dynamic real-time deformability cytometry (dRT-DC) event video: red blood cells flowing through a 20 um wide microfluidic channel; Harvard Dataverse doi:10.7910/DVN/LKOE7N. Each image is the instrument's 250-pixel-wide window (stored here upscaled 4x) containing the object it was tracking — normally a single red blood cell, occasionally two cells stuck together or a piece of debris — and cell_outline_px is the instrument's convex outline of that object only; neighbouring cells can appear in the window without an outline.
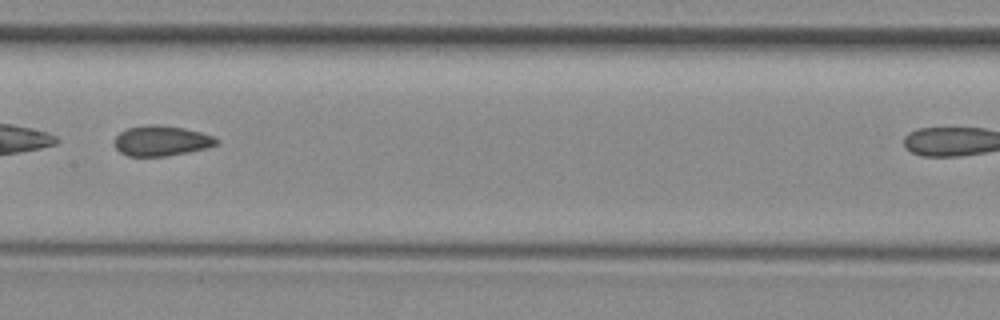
{"species": "common noctule bat (a hibernating species)", "species_latin": "Nyctalus noctula", "temperature_condition": "room temperature", "stored_images_in_passage": 7, "segment_of_instrument_passage": [1, 2], "camera_frame_rate_fps": 3000, "um_per_image_px": 0.085, "animal": {"sex": "female", "body_mass_g": 29.2, "forearm_length_mm": 56.3}, "frame": {"image": 1, "passage_image": 5, "time_ms": 5.0, "image_size_px": [1000, 320], "cell_outline_px": [[220, 140], [216, 144], [208, 148], [188, 152], [164, 156], [128, 156], [120, 152], [116, 148], [116, 136], [120, 132], [128, 128], [148, 124], [160, 124], [184, 128], [200, 132], [212, 136]], "centroid_in_image_um": [13.73, 11.96], "position_along_channel_um": 193.7, "area_um2": 17.92}}
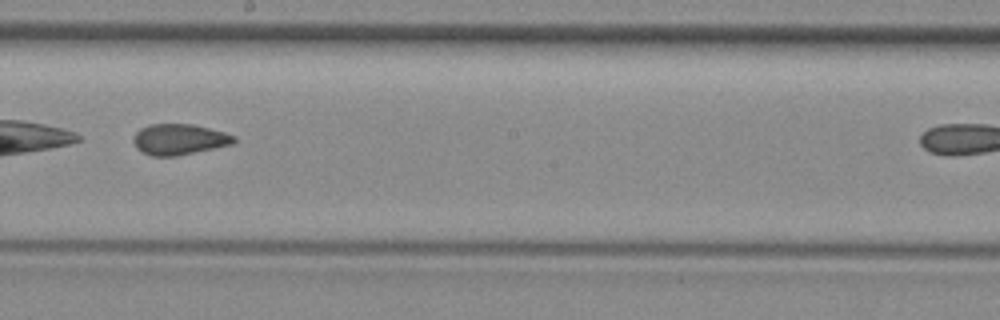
{"frame": {"image": 2, "passage_image": 6, "time_ms": 6.0, "image_size_px": [1000, 320], "cell_outline_px": [[236, 140], [232, 144], [176, 156], [152, 156], [136, 148], [132, 140], [132, 136], [140, 128], [148, 124], [192, 124], [224, 132], [236, 136]], "centroid_in_image_um": [15.2, 11.84], "position_along_channel_um": 233.0, "area_um2": 18.03}}